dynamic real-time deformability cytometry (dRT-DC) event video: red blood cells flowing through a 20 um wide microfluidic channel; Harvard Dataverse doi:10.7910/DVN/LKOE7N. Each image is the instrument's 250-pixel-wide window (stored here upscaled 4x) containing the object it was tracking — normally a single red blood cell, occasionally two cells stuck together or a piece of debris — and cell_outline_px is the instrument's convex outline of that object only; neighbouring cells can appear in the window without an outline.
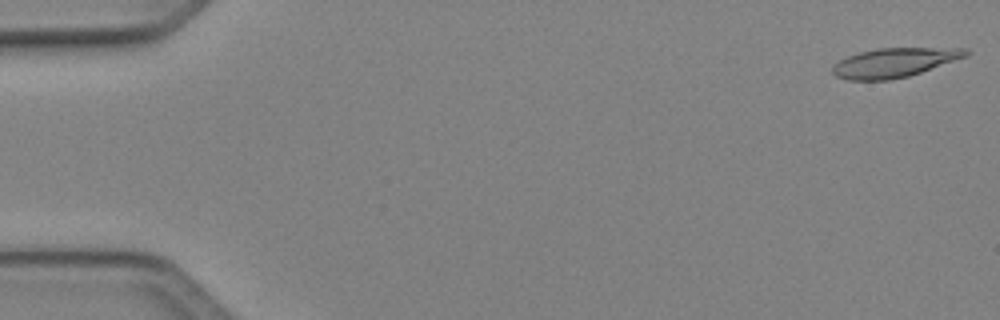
{"species": "Egyptian fruit bat (a non-hibernating species)", "species_latin": "Rousettus aegyptiacus", "temperature_condition": "cold", "stored_images_in_passage": 49, "camera_frame_rate_fps": 3000, "um_per_image_px": 0.085, "animal": {"sex": "female"}, "frame": {"image": 1, "passage_image": 1, "time_ms": 0.0, "image_size_px": [1000, 320], "cell_outline_px": [[968, 56], [908, 76], [888, 80], [848, 80], [836, 76], [832, 72], [832, 64], [848, 56], [860, 52], [876, 48], [968, 48]], "centroid_in_image_um": [75.99, 5.32], "position_along_channel_um": 9.0, "area_um2": 22.6}}
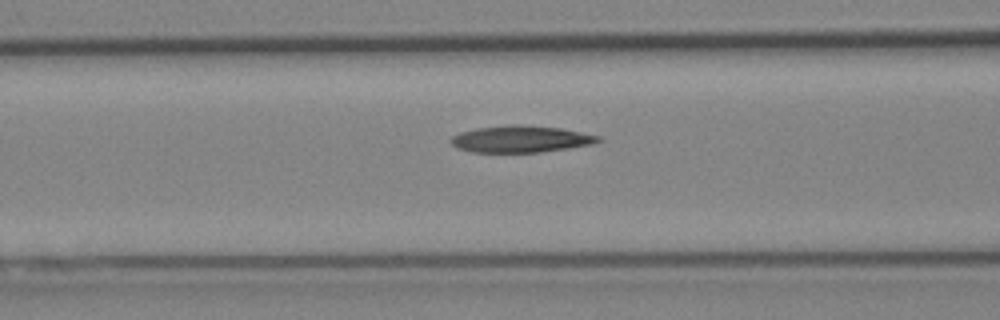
{"frame": {"image": 2, "passage_image": 20, "time_ms": 6.333, "image_size_px": [1000, 320], "cell_outline_px": [[604, 140], [592, 144], [568, 148], [540, 152], [472, 152], [456, 148], [448, 140], [452, 136], [460, 132], [476, 128], [512, 124], [516, 124], [560, 128], [600, 136]], "centroid_in_image_um": [44.24, 11.82], "position_along_channel_um": 122.4, "area_um2": 23.0}}
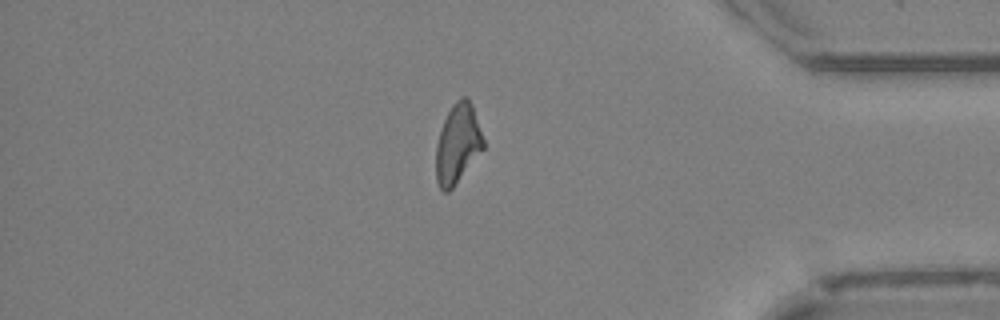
{"frame": {"image": 3, "passage_image": 42, "time_ms": 13.667, "image_size_px": [1000, 320], "cell_outline_px": [[484, 148], [452, 188], [448, 192], [444, 192], [440, 188], [436, 180], [436, 144], [444, 120], [452, 104], [460, 96], [468, 96], [472, 104], [484, 140]], "centroid_in_image_um": [38.9, 12.19], "position_along_channel_um": 396.3, "area_um2": 21.79}, "authors_computed_cell_mechanics": {"area_um2": 22.542, "velocity_mm_per_s": 4.1257, "shape_relaxation_time_tau1_ms": 10.1562, "shape_relaxation_time_tau2_ms": 6.7542, "deformation_change_tau1": 0.2434, "deformation_change_tau2": 0.1763}}